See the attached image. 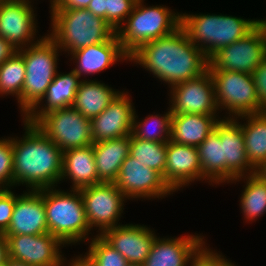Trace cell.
<instances>
[{
  "label": "cell",
  "mask_w": 266,
  "mask_h": 266,
  "mask_svg": "<svg viewBox=\"0 0 266 266\" xmlns=\"http://www.w3.org/2000/svg\"><path fill=\"white\" fill-rule=\"evenodd\" d=\"M129 62L144 67L169 88L199 77L208 70L209 64L204 52L181 27L139 47L129 56Z\"/></svg>",
  "instance_id": "obj_1"
},
{
  "label": "cell",
  "mask_w": 266,
  "mask_h": 266,
  "mask_svg": "<svg viewBox=\"0 0 266 266\" xmlns=\"http://www.w3.org/2000/svg\"><path fill=\"white\" fill-rule=\"evenodd\" d=\"M23 138L12 137L13 187L29 190L57 187L61 182L63 151L35 124L23 119Z\"/></svg>",
  "instance_id": "obj_2"
},
{
  "label": "cell",
  "mask_w": 266,
  "mask_h": 266,
  "mask_svg": "<svg viewBox=\"0 0 266 266\" xmlns=\"http://www.w3.org/2000/svg\"><path fill=\"white\" fill-rule=\"evenodd\" d=\"M51 32L47 34L68 55L108 41L116 32L106 20L87 9L51 8Z\"/></svg>",
  "instance_id": "obj_3"
},
{
  "label": "cell",
  "mask_w": 266,
  "mask_h": 266,
  "mask_svg": "<svg viewBox=\"0 0 266 266\" xmlns=\"http://www.w3.org/2000/svg\"><path fill=\"white\" fill-rule=\"evenodd\" d=\"M180 14V27L208 59L219 49L244 37L260 22V19L224 14Z\"/></svg>",
  "instance_id": "obj_4"
},
{
  "label": "cell",
  "mask_w": 266,
  "mask_h": 266,
  "mask_svg": "<svg viewBox=\"0 0 266 266\" xmlns=\"http://www.w3.org/2000/svg\"><path fill=\"white\" fill-rule=\"evenodd\" d=\"M48 233L56 236L65 246L89 241L92 234L88 225L80 190L43 189Z\"/></svg>",
  "instance_id": "obj_5"
},
{
  "label": "cell",
  "mask_w": 266,
  "mask_h": 266,
  "mask_svg": "<svg viewBox=\"0 0 266 266\" xmlns=\"http://www.w3.org/2000/svg\"><path fill=\"white\" fill-rule=\"evenodd\" d=\"M179 13L164 5L146 6L144 0H137L131 14L116 31L123 51L130 56L145 43L174 33L181 25Z\"/></svg>",
  "instance_id": "obj_6"
},
{
  "label": "cell",
  "mask_w": 266,
  "mask_h": 266,
  "mask_svg": "<svg viewBox=\"0 0 266 266\" xmlns=\"http://www.w3.org/2000/svg\"><path fill=\"white\" fill-rule=\"evenodd\" d=\"M41 37L37 43L17 51L24 58L26 67L22 96L17 100L22 118L45 96L58 72L61 49L48 35Z\"/></svg>",
  "instance_id": "obj_7"
},
{
  "label": "cell",
  "mask_w": 266,
  "mask_h": 266,
  "mask_svg": "<svg viewBox=\"0 0 266 266\" xmlns=\"http://www.w3.org/2000/svg\"><path fill=\"white\" fill-rule=\"evenodd\" d=\"M209 72L218 108L221 112L226 109L225 113L228 114L223 118L265 112L260 106L251 74L225 70H209Z\"/></svg>",
  "instance_id": "obj_8"
},
{
  "label": "cell",
  "mask_w": 266,
  "mask_h": 266,
  "mask_svg": "<svg viewBox=\"0 0 266 266\" xmlns=\"http://www.w3.org/2000/svg\"><path fill=\"white\" fill-rule=\"evenodd\" d=\"M266 58V30L259 22L244 37L215 52L208 60V70L252 74Z\"/></svg>",
  "instance_id": "obj_9"
},
{
  "label": "cell",
  "mask_w": 266,
  "mask_h": 266,
  "mask_svg": "<svg viewBox=\"0 0 266 266\" xmlns=\"http://www.w3.org/2000/svg\"><path fill=\"white\" fill-rule=\"evenodd\" d=\"M35 125L63 152L93 144L90 119L72 106L47 112Z\"/></svg>",
  "instance_id": "obj_10"
},
{
  "label": "cell",
  "mask_w": 266,
  "mask_h": 266,
  "mask_svg": "<svg viewBox=\"0 0 266 266\" xmlns=\"http://www.w3.org/2000/svg\"><path fill=\"white\" fill-rule=\"evenodd\" d=\"M83 198L85 215L90 226L98 230L101 235L104 231L122 225L119 220L124 212V203L127 198L117 188L115 183H98L79 189ZM119 222V224H118Z\"/></svg>",
  "instance_id": "obj_11"
},
{
  "label": "cell",
  "mask_w": 266,
  "mask_h": 266,
  "mask_svg": "<svg viewBox=\"0 0 266 266\" xmlns=\"http://www.w3.org/2000/svg\"><path fill=\"white\" fill-rule=\"evenodd\" d=\"M169 93L171 94L169 95L171 99L169 107L172 115H217L220 113L209 70L197 78L171 86Z\"/></svg>",
  "instance_id": "obj_12"
},
{
  "label": "cell",
  "mask_w": 266,
  "mask_h": 266,
  "mask_svg": "<svg viewBox=\"0 0 266 266\" xmlns=\"http://www.w3.org/2000/svg\"><path fill=\"white\" fill-rule=\"evenodd\" d=\"M8 257L30 266H66L61 247H66L50 233L39 235H4ZM66 261V262H65Z\"/></svg>",
  "instance_id": "obj_13"
},
{
  "label": "cell",
  "mask_w": 266,
  "mask_h": 266,
  "mask_svg": "<svg viewBox=\"0 0 266 266\" xmlns=\"http://www.w3.org/2000/svg\"><path fill=\"white\" fill-rule=\"evenodd\" d=\"M115 184L128 200L163 199L173 194L158 172L130 155L123 161Z\"/></svg>",
  "instance_id": "obj_14"
},
{
  "label": "cell",
  "mask_w": 266,
  "mask_h": 266,
  "mask_svg": "<svg viewBox=\"0 0 266 266\" xmlns=\"http://www.w3.org/2000/svg\"><path fill=\"white\" fill-rule=\"evenodd\" d=\"M31 3V0L0 2V36L17 50L40 40L35 38L38 23Z\"/></svg>",
  "instance_id": "obj_15"
},
{
  "label": "cell",
  "mask_w": 266,
  "mask_h": 266,
  "mask_svg": "<svg viewBox=\"0 0 266 266\" xmlns=\"http://www.w3.org/2000/svg\"><path fill=\"white\" fill-rule=\"evenodd\" d=\"M156 236L150 227L132 223L113 227L100 235L128 264H144Z\"/></svg>",
  "instance_id": "obj_16"
},
{
  "label": "cell",
  "mask_w": 266,
  "mask_h": 266,
  "mask_svg": "<svg viewBox=\"0 0 266 266\" xmlns=\"http://www.w3.org/2000/svg\"><path fill=\"white\" fill-rule=\"evenodd\" d=\"M128 94L127 91H121L103 112L90 120L93 143L132 134L136 109Z\"/></svg>",
  "instance_id": "obj_17"
},
{
  "label": "cell",
  "mask_w": 266,
  "mask_h": 266,
  "mask_svg": "<svg viewBox=\"0 0 266 266\" xmlns=\"http://www.w3.org/2000/svg\"><path fill=\"white\" fill-rule=\"evenodd\" d=\"M239 120V118H222L214 128L219 134L220 141L224 142V183L255 174V169L248 162Z\"/></svg>",
  "instance_id": "obj_18"
},
{
  "label": "cell",
  "mask_w": 266,
  "mask_h": 266,
  "mask_svg": "<svg viewBox=\"0 0 266 266\" xmlns=\"http://www.w3.org/2000/svg\"><path fill=\"white\" fill-rule=\"evenodd\" d=\"M48 233L43 189L23 191L15 201L10 225L4 235H39Z\"/></svg>",
  "instance_id": "obj_19"
},
{
  "label": "cell",
  "mask_w": 266,
  "mask_h": 266,
  "mask_svg": "<svg viewBox=\"0 0 266 266\" xmlns=\"http://www.w3.org/2000/svg\"><path fill=\"white\" fill-rule=\"evenodd\" d=\"M164 182L173 193L180 188L201 181V165L196 146L184 145L169 140Z\"/></svg>",
  "instance_id": "obj_20"
},
{
  "label": "cell",
  "mask_w": 266,
  "mask_h": 266,
  "mask_svg": "<svg viewBox=\"0 0 266 266\" xmlns=\"http://www.w3.org/2000/svg\"><path fill=\"white\" fill-rule=\"evenodd\" d=\"M203 235L155 238L143 266H188L190 258L206 242Z\"/></svg>",
  "instance_id": "obj_21"
},
{
  "label": "cell",
  "mask_w": 266,
  "mask_h": 266,
  "mask_svg": "<svg viewBox=\"0 0 266 266\" xmlns=\"http://www.w3.org/2000/svg\"><path fill=\"white\" fill-rule=\"evenodd\" d=\"M70 55L73 63L74 60L77 63L72 70L80 78L84 75L104 72V70L116 64L117 61H129V56L123 51L116 33L108 41L87 46Z\"/></svg>",
  "instance_id": "obj_22"
},
{
  "label": "cell",
  "mask_w": 266,
  "mask_h": 266,
  "mask_svg": "<svg viewBox=\"0 0 266 266\" xmlns=\"http://www.w3.org/2000/svg\"><path fill=\"white\" fill-rule=\"evenodd\" d=\"M80 79L73 70L66 74L57 72L48 86L45 96L23 119L35 124L47 112L71 107L82 81Z\"/></svg>",
  "instance_id": "obj_23"
},
{
  "label": "cell",
  "mask_w": 266,
  "mask_h": 266,
  "mask_svg": "<svg viewBox=\"0 0 266 266\" xmlns=\"http://www.w3.org/2000/svg\"><path fill=\"white\" fill-rule=\"evenodd\" d=\"M71 179V189L79 190L101 183L96 172L93 144L63 152L61 181Z\"/></svg>",
  "instance_id": "obj_24"
},
{
  "label": "cell",
  "mask_w": 266,
  "mask_h": 266,
  "mask_svg": "<svg viewBox=\"0 0 266 266\" xmlns=\"http://www.w3.org/2000/svg\"><path fill=\"white\" fill-rule=\"evenodd\" d=\"M130 152V135L93 143L98 180L115 183L121 165Z\"/></svg>",
  "instance_id": "obj_25"
},
{
  "label": "cell",
  "mask_w": 266,
  "mask_h": 266,
  "mask_svg": "<svg viewBox=\"0 0 266 266\" xmlns=\"http://www.w3.org/2000/svg\"><path fill=\"white\" fill-rule=\"evenodd\" d=\"M221 119L219 115H172L170 140L197 147L214 131L215 125Z\"/></svg>",
  "instance_id": "obj_26"
},
{
  "label": "cell",
  "mask_w": 266,
  "mask_h": 266,
  "mask_svg": "<svg viewBox=\"0 0 266 266\" xmlns=\"http://www.w3.org/2000/svg\"><path fill=\"white\" fill-rule=\"evenodd\" d=\"M101 82L82 79L72 104L74 109L90 120L103 112L121 92Z\"/></svg>",
  "instance_id": "obj_27"
},
{
  "label": "cell",
  "mask_w": 266,
  "mask_h": 266,
  "mask_svg": "<svg viewBox=\"0 0 266 266\" xmlns=\"http://www.w3.org/2000/svg\"><path fill=\"white\" fill-rule=\"evenodd\" d=\"M248 162L255 169L266 160V111L239 116Z\"/></svg>",
  "instance_id": "obj_28"
},
{
  "label": "cell",
  "mask_w": 266,
  "mask_h": 266,
  "mask_svg": "<svg viewBox=\"0 0 266 266\" xmlns=\"http://www.w3.org/2000/svg\"><path fill=\"white\" fill-rule=\"evenodd\" d=\"M201 165V181L209 185L224 183V142L214 130L197 146ZM209 180V181H208ZM211 183V184H210Z\"/></svg>",
  "instance_id": "obj_29"
},
{
  "label": "cell",
  "mask_w": 266,
  "mask_h": 266,
  "mask_svg": "<svg viewBox=\"0 0 266 266\" xmlns=\"http://www.w3.org/2000/svg\"><path fill=\"white\" fill-rule=\"evenodd\" d=\"M241 180L245 183L239 200L241 213L246 222H253L266 213V181L261 180L256 174H251L238 177L231 183L236 184Z\"/></svg>",
  "instance_id": "obj_30"
},
{
  "label": "cell",
  "mask_w": 266,
  "mask_h": 266,
  "mask_svg": "<svg viewBox=\"0 0 266 266\" xmlns=\"http://www.w3.org/2000/svg\"><path fill=\"white\" fill-rule=\"evenodd\" d=\"M171 119L172 112L170 107H168V111L165 112L163 116L162 114H151L142 120L138 119L135 111L133 116L132 135L135 138L145 141L167 143L171 135ZM150 123L154 125L152 126V130Z\"/></svg>",
  "instance_id": "obj_31"
},
{
  "label": "cell",
  "mask_w": 266,
  "mask_h": 266,
  "mask_svg": "<svg viewBox=\"0 0 266 266\" xmlns=\"http://www.w3.org/2000/svg\"><path fill=\"white\" fill-rule=\"evenodd\" d=\"M129 155L158 172L164 180V171L167 159V143L145 141L130 135Z\"/></svg>",
  "instance_id": "obj_32"
},
{
  "label": "cell",
  "mask_w": 266,
  "mask_h": 266,
  "mask_svg": "<svg viewBox=\"0 0 266 266\" xmlns=\"http://www.w3.org/2000/svg\"><path fill=\"white\" fill-rule=\"evenodd\" d=\"M94 237V238H93ZM87 241L88 251L75 257L83 266H127L128 262L122 254L107 244L99 235Z\"/></svg>",
  "instance_id": "obj_33"
},
{
  "label": "cell",
  "mask_w": 266,
  "mask_h": 266,
  "mask_svg": "<svg viewBox=\"0 0 266 266\" xmlns=\"http://www.w3.org/2000/svg\"><path fill=\"white\" fill-rule=\"evenodd\" d=\"M25 75L24 58L16 52L0 65V96L15 95L18 100L22 96Z\"/></svg>",
  "instance_id": "obj_34"
},
{
  "label": "cell",
  "mask_w": 266,
  "mask_h": 266,
  "mask_svg": "<svg viewBox=\"0 0 266 266\" xmlns=\"http://www.w3.org/2000/svg\"><path fill=\"white\" fill-rule=\"evenodd\" d=\"M13 188L12 137L0 139V189Z\"/></svg>",
  "instance_id": "obj_35"
},
{
  "label": "cell",
  "mask_w": 266,
  "mask_h": 266,
  "mask_svg": "<svg viewBox=\"0 0 266 266\" xmlns=\"http://www.w3.org/2000/svg\"><path fill=\"white\" fill-rule=\"evenodd\" d=\"M137 0H106V22L116 32L131 14Z\"/></svg>",
  "instance_id": "obj_36"
},
{
  "label": "cell",
  "mask_w": 266,
  "mask_h": 266,
  "mask_svg": "<svg viewBox=\"0 0 266 266\" xmlns=\"http://www.w3.org/2000/svg\"><path fill=\"white\" fill-rule=\"evenodd\" d=\"M206 242L190 258L188 266H232L231 260L206 246Z\"/></svg>",
  "instance_id": "obj_37"
},
{
  "label": "cell",
  "mask_w": 266,
  "mask_h": 266,
  "mask_svg": "<svg viewBox=\"0 0 266 266\" xmlns=\"http://www.w3.org/2000/svg\"><path fill=\"white\" fill-rule=\"evenodd\" d=\"M17 194L11 189H0V233H5L10 225Z\"/></svg>",
  "instance_id": "obj_38"
},
{
  "label": "cell",
  "mask_w": 266,
  "mask_h": 266,
  "mask_svg": "<svg viewBox=\"0 0 266 266\" xmlns=\"http://www.w3.org/2000/svg\"><path fill=\"white\" fill-rule=\"evenodd\" d=\"M260 106L266 111V58L251 74Z\"/></svg>",
  "instance_id": "obj_39"
},
{
  "label": "cell",
  "mask_w": 266,
  "mask_h": 266,
  "mask_svg": "<svg viewBox=\"0 0 266 266\" xmlns=\"http://www.w3.org/2000/svg\"><path fill=\"white\" fill-rule=\"evenodd\" d=\"M91 0H54L50 8L87 9Z\"/></svg>",
  "instance_id": "obj_40"
},
{
  "label": "cell",
  "mask_w": 266,
  "mask_h": 266,
  "mask_svg": "<svg viewBox=\"0 0 266 266\" xmlns=\"http://www.w3.org/2000/svg\"><path fill=\"white\" fill-rule=\"evenodd\" d=\"M18 50L0 36V65L11 58Z\"/></svg>",
  "instance_id": "obj_41"
},
{
  "label": "cell",
  "mask_w": 266,
  "mask_h": 266,
  "mask_svg": "<svg viewBox=\"0 0 266 266\" xmlns=\"http://www.w3.org/2000/svg\"><path fill=\"white\" fill-rule=\"evenodd\" d=\"M87 10L92 14L106 20V0H91Z\"/></svg>",
  "instance_id": "obj_42"
},
{
  "label": "cell",
  "mask_w": 266,
  "mask_h": 266,
  "mask_svg": "<svg viewBox=\"0 0 266 266\" xmlns=\"http://www.w3.org/2000/svg\"><path fill=\"white\" fill-rule=\"evenodd\" d=\"M8 258L7 241L3 233H0V266H4Z\"/></svg>",
  "instance_id": "obj_43"
},
{
  "label": "cell",
  "mask_w": 266,
  "mask_h": 266,
  "mask_svg": "<svg viewBox=\"0 0 266 266\" xmlns=\"http://www.w3.org/2000/svg\"><path fill=\"white\" fill-rule=\"evenodd\" d=\"M255 174L263 181H266V160L255 168Z\"/></svg>",
  "instance_id": "obj_44"
},
{
  "label": "cell",
  "mask_w": 266,
  "mask_h": 266,
  "mask_svg": "<svg viewBox=\"0 0 266 266\" xmlns=\"http://www.w3.org/2000/svg\"><path fill=\"white\" fill-rule=\"evenodd\" d=\"M4 266H30L23 261L15 260L10 257L6 259Z\"/></svg>",
  "instance_id": "obj_45"
},
{
  "label": "cell",
  "mask_w": 266,
  "mask_h": 266,
  "mask_svg": "<svg viewBox=\"0 0 266 266\" xmlns=\"http://www.w3.org/2000/svg\"><path fill=\"white\" fill-rule=\"evenodd\" d=\"M70 266H83L76 258L70 260Z\"/></svg>",
  "instance_id": "obj_46"
},
{
  "label": "cell",
  "mask_w": 266,
  "mask_h": 266,
  "mask_svg": "<svg viewBox=\"0 0 266 266\" xmlns=\"http://www.w3.org/2000/svg\"><path fill=\"white\" fill-rule=\"evenodd\" d=\"M259 21L263 25L264 29L266 30V19H261Z\"/></svg>",
  "instance_id": "obj_47"
},
{
  "label": "cell",
  "mask_w": 266,
  "mask_h": 266,
  "mask_svg": "<svg viewBox=\"0 0 266 266\" xmlns=\"http://www.w3.org/2000/svg\"><path fill=\"white\" fill-rule=\"evenodd\" d=\"M127 266H143V264H128Z\"/></svg>",
  "instance_id": "obj_48"
},
{
  "label": "cell",
  "mask_w": 266,
  "mask_h": 266,
  "mask_svg": "<svg viewBox=\"0 0 266 266\" xmlns=\"http://www.w3.org/2000/svg\"><path fill=\"white\" fill-rule=\"evenodd\" d=\"M5 1H13V0H0V2H5Z\"/></svg>",
  "instance_id": "obj_49"
}]
</instances>
